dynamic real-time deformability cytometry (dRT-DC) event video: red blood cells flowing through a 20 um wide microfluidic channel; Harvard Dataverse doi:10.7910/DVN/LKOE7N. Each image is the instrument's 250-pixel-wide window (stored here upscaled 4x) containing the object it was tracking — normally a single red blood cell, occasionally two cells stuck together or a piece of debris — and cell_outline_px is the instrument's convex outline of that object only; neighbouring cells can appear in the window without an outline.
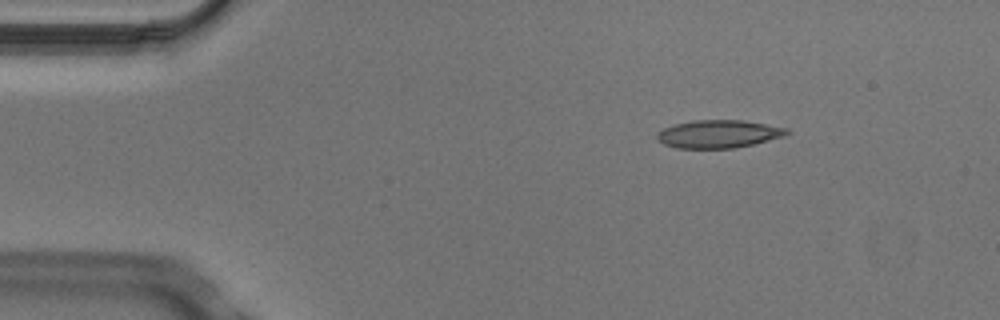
{"species": "Egyptian fruit bat (a non-hibernating species)", "species_latin": "Rousettus aegyptiacus", "temperature_condition": "cold", "stored_images_in_passage": 4, "camera_frame_rate_fps": 3000, "um_per_image_px": 0.085, "animal": {"sex": "male"}, "frame": {"image": 1, "passage_image": 2, "time_ms": 0.333, "image_size_px": [1000, 320], "cell_outline_px": [[792, 132], [784, 136], [736, 148], [676, 148], [664, 144], [656, 136], [656, 132], [672, 124], [692, 120], [744, 120], [788, 128]], "centroid_in_image_um": [61.08, 11.38], "position_along_channel_um": 23.9, "area_um2": 21.21}}